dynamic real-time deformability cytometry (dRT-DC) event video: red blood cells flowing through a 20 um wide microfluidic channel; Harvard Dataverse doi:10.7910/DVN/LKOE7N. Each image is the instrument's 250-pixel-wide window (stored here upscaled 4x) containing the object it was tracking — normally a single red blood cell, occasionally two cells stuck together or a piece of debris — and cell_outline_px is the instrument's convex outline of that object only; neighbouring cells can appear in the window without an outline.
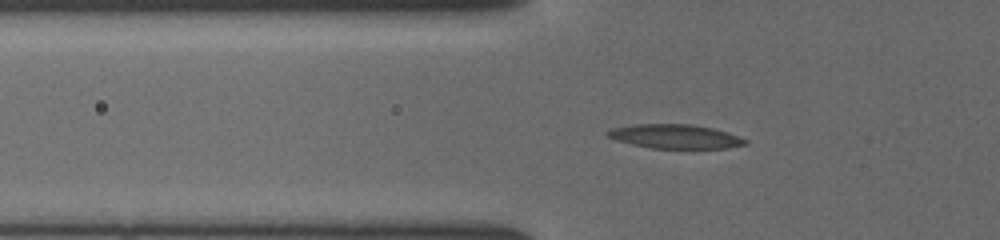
{"species": "common noctule bat (a hibernating species)", "species_latin": "Nyctalus noctula", "temperature_condition": "cold", "stored_images_in_passage": 36, "camera_frame_rate_fps": 3000, "um_per_image_px": 0.085, "animal": {"sex": "female", "body_mass_g": 19.5, "forearm_length_mm": 54.1}, "frame": {"image": 1, "passage_image": 4, "time_ms": 1.0, "image_size_px": [1000, 240], "cell_outline_px": [[748, 144], [728, 148], [652, 148], [632, 144], [616, 140], [608, 136], [604, 132], [608, 128], [632, 124], [692, 124], [712, 128], [728, 132], [748, 140]], "centroid_in_image_um": [57.36, 11.59], "position_along_channel_um": 68.4, "area_um2": 19.48}}
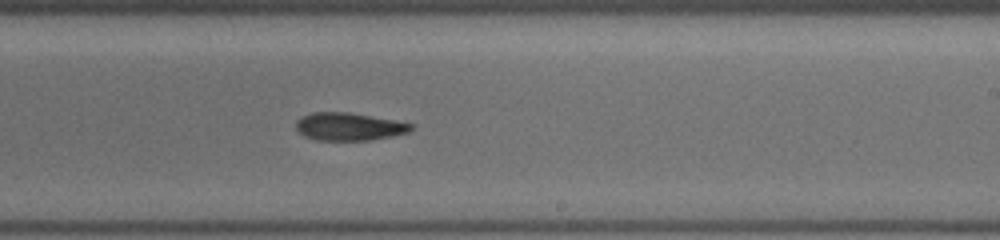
{"frame": {"image": 2, "passage_image": 18, "time_ms": 5.667, "image_size_px": [1000, 240], "cell_outline_px": [[412, 128], [408, 132], [392, 136], [372, 140], [316, 140], [304, 136], [296, 128], [296, 120], [312, 112], [348, 112], [396, 120], [412, 124]], "centroid_in_image_um": [29.66, 10.76], "position_along_channel_um": 259.3, "area_um2": 18.55}}
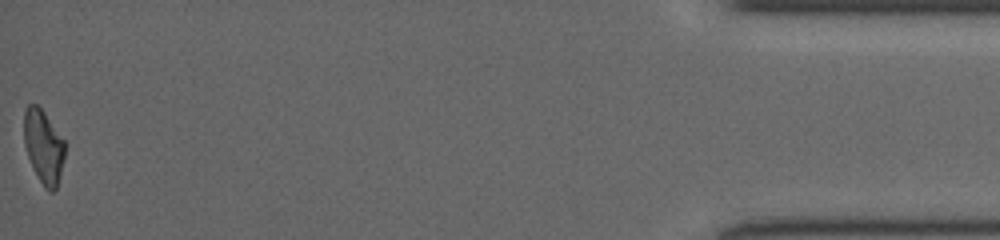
{"frame": {"image": 3, "passage_image": 36, "time_ms": 11.667, "image_size_px": [1000, 240], "cell_outline_px": [[64, 156], [56, 188], [52, 192], [48, 192], [44, 188], [28, 156], [24, 144], [24, 108], [28, 104], [36, 104], [44, 112], [64, 140]], "centroid_in_image_um": [3.68, 12.43], "position_along_channel_um": 431.5, "area_um2": 17.17}}